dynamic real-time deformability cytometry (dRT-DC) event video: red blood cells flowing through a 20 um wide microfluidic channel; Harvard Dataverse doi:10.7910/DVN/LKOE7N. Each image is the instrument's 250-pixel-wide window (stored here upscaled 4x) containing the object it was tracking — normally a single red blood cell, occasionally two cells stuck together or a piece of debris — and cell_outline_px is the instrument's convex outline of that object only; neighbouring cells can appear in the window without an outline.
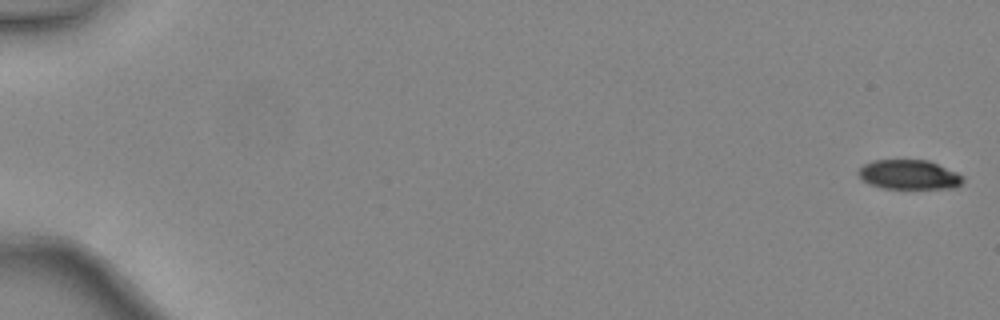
{"species": "common noctule bat (a hibernating species)", "species_latin": "Nyctalus noctula", "temperature_condition": "warm", "stored_images_in_passage": 48, "camera_frame_rate_fps": 3000, "um_per_image_px": 0.085, "animal": {"sex": "female", "body_mass_g": 24.6, "forearm_length_mm": 56.2}, "frame": {"image": 1, "passage_image": 1, "time_ms": 0.0, "image_size_px": [1000, 320], "cell_outline_px": [[964, 180], [956, 188], [884, 188], [872, 184], [864, 180], [856, 172], [864, 164], [872, 160], [928, 160], [956, 172], [964, 176]], "centroid_in_image_um": [77.29, 14.84], "position_along_channel_um": 7.7, "area_um2": 17.8}}
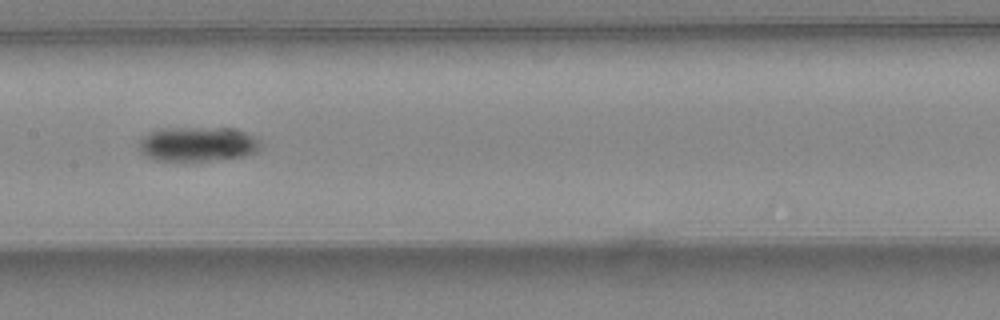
{"frame": {"image": 2, "passage_image": 26, "time_ms": 8.333, "image_size_px": [1000, 320], "cell_outline_px": [[260, 148], [256, 152], [248, 156], [224, 160], [152, 160], [144, 156], [136, 148], [136, 144], [148, 132], [160, 128], [232, 128], [248, 132], [256, 136], [260, 140]], "centroid_in_image_um": [16.81, 12.25], "position_along_channel_um": 190.6, "area_um2": 25.2}}
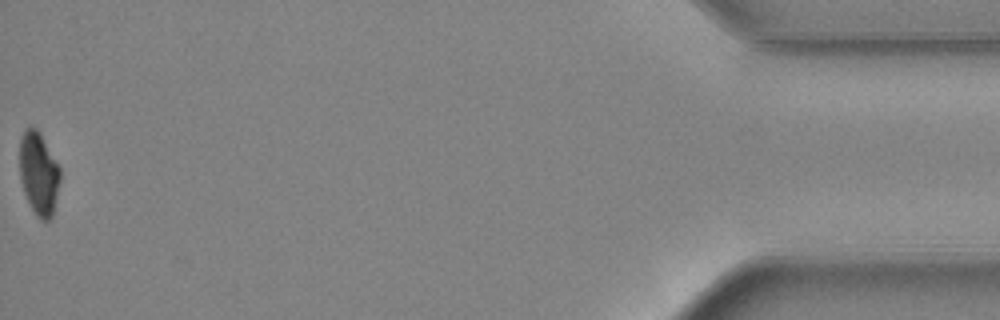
{"frame": {"image": 3, "passage_image": 48, "time_ms": 15.667, "image_size_px": [1000, 320], "cell_outline_px": [[60, 180], [52, 216], [48, 220], [40, 220], [36, 216], [24, 192], [20, 176], [20, 140], [24, 128], [36, 128], [40, 132], [60, 168]], "centroid_in_image_um": [3.29, 14.73], "position_along_channel_um": 431.9, "area_um2": 19.36}, "authors_computed_cell_mechanics": {"area_um2": 21.675, "velocity_mm_per_s": 4.5039, "shape_relaxation_time_tau1_ms": 3.4348, "shape_relaxation_time_tau2_ms": null, "deformation_change_tau1": 0.1126, "deformation_change_tau2": null}}